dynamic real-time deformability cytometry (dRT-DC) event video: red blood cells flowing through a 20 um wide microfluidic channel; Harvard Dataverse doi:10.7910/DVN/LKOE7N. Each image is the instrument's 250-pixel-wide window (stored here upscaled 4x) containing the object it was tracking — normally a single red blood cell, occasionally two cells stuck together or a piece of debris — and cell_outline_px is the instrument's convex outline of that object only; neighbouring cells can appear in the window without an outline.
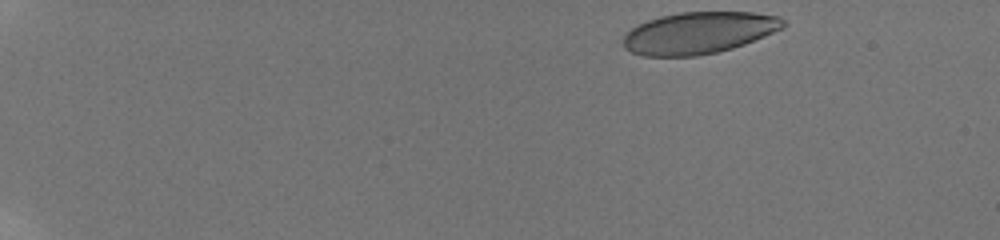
{"species": "human", "species_latin": "Homo sapiens", "temperature_condition": "room temperature", "stored_images_in_passage": 50, "camera_frame_rate_fps": 3000, "um_per_image_px": 0.085, "donor": {"sex": "male"}, "frame": {"image": 1, "passage_image": 1, "time_ms": 0.0, "image_size_px": [1000, 240], "cell_outline_px": [[788, 24], [784, 28], [744, 44], [732, 48], [716, 52], [696, 56], [644, 56], [632, 52], [624, 48], [624, 36], [636, 24], [660, 16], [680, 12], [752, 12], [780, 16]], "centroid_in_image_um": [59.42, 2.78], "position_along_channel_um": 25.6, "area_um2": 39.02}}
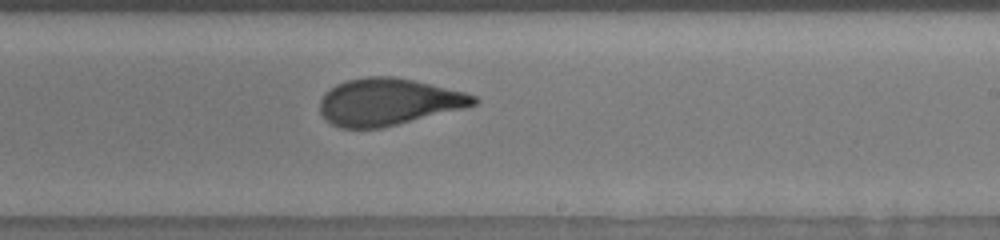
{"frame": {"image": 2, "passage_image": 31, "time_ms": 10.0, "image_size_px": [1000, 240], "cell_outline_px": [[480, 100], [476, 104], [464, 108], [384, 128], [340, 128], [332, 124], [320, 112], [320, 100], [336, 84], [348, 80], [368, 76], [392, 76], [412, 80], [464, 92], [476, 96]], "centroid_in_image_um": [33.02, 8.67], "position_along_channel_um": 256.0, "area_um2": 41.79}}
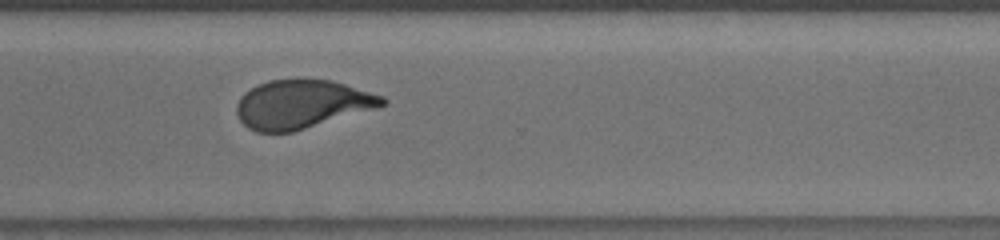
{"frame": {"image": 3, "passage_image": 38, "time_ms": 12.333, "image_size_px": [1000, 240], "cell_outline_px": [[388, 100], [380, 108], [292, 132], [256, 132], [248, 128], [240, 120], [236, 112], [236, 104], [240, 96], [244, 92], [268, 80], [296, 76], [332, 80], [384, 96]], "centroid_in_image_um": [25.67, 8.82], "position_along_channel_um": 344.9, "area_um2": 42.19}, "authors_computed_cell_mechanics": {"area_um2": 42.1651, "velocity_mm_per_s": 3.8169, "shape_relaxation_time_tau1_ms": 3.6731, "shape_relaxation_time_tau2_ms": 0.9309, "deformation_change_tau1": 0.1814, "deformation_change_tau2": 0.0723}}